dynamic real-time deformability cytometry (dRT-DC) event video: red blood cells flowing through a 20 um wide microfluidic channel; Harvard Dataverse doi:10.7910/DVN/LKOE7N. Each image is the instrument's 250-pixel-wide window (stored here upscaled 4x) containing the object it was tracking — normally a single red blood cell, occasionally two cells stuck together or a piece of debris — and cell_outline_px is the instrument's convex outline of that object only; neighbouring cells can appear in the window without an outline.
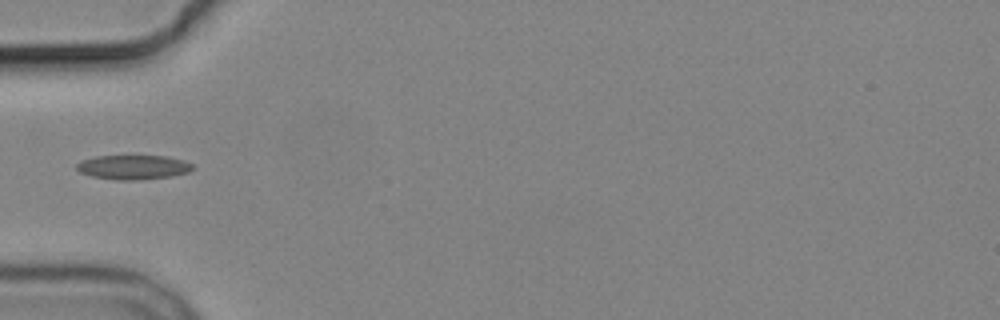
{"species": "common noctule bat (a hibernating species)", "species_latin": "Nyctalus noctula", "temperature_condition": "cold", "stored_images_in_passage": 4, "camera_frame_rate_fps": 3000, "um_per_image_px": 0.085, "animal": {"sex": "male", "body_mass_g": 19.2, "forearm_length_mm": 51.8}, "frame": {"image": 1, "passage_image": 4, "time_ms": 3.333, "image_size_px": [1000, 320], "cell_outline_px": [[196, 168], [188, 172], [172, 176], [136, 180], [116, 180], [92, 176], [80, 172], [76, 168], [76, 164], [84, 160], [96, 156], [164, 156], [184, 160], [192, 164]], "centroid_in_image_um": [11.36, 14.21], "position_along_channel_um": 73.6, "area_um2": 16.42}}